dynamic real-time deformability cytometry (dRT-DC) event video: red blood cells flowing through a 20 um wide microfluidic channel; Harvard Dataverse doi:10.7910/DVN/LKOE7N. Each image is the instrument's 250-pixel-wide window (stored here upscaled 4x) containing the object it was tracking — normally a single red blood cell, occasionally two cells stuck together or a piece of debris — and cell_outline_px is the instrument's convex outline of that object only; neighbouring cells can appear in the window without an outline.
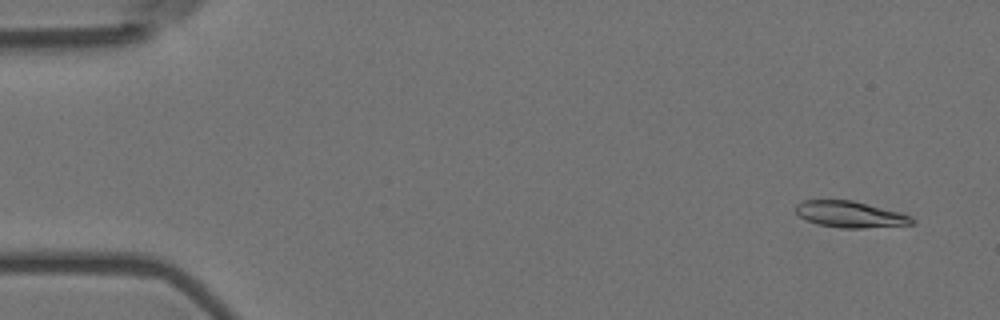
{"species": "Egyptian fruit bat (a non-hibernating species)", "species_latin": "Rousettus aegyptiacus", "temperature_condition": "room temperature", "stored_images_in_passage": 6, "camera_frame_rate_fps": 3000, "um_per_image_px": 0.085, "animal": {"sex": "female"}, "frame": {"image": 1, "passage_image": 1, "time_ms": 0.0, "image_size_px": [1000, 320], "cell_outline_px": [[916, 224], [864, 228], [840, 228], [816, 224], [800, 216], [796, 212], [796, 204], [800, 200], [852, 200], [900, 212], [912, 216], [916, 220]], "centroid_in_image_um": [72.3, 18.22], "position_along_channel_um": 12.7, "area_um2": 17.98}}
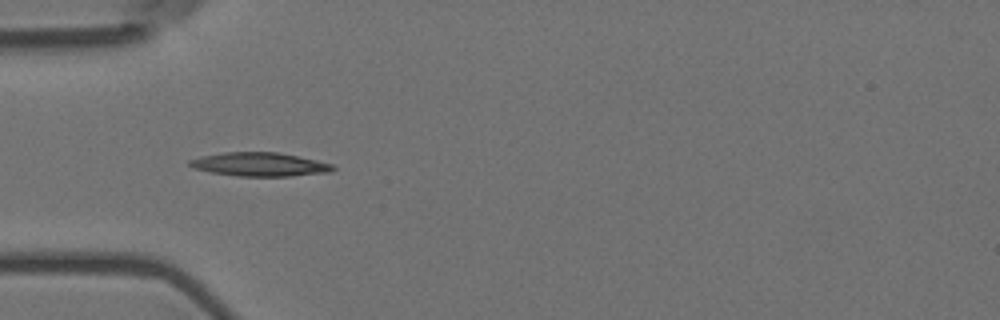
{"frame": {"image": 2, "passage_image": 5, "time_ms": 1.333, "image_size_px": [1000, 320], "cell_outline_px": [[336, 168], [328, 172], [292, 176], [236, 176], [212, 172], [192, 168], [188, 164], [188, 160], [204, 156], [224, 152], [276, 152], [316, 160], [332, 164]], "centroid_in_image_um": [22.05, 13.97], "position_along_channel_um": 63.0, "area_um2": 19.59}}
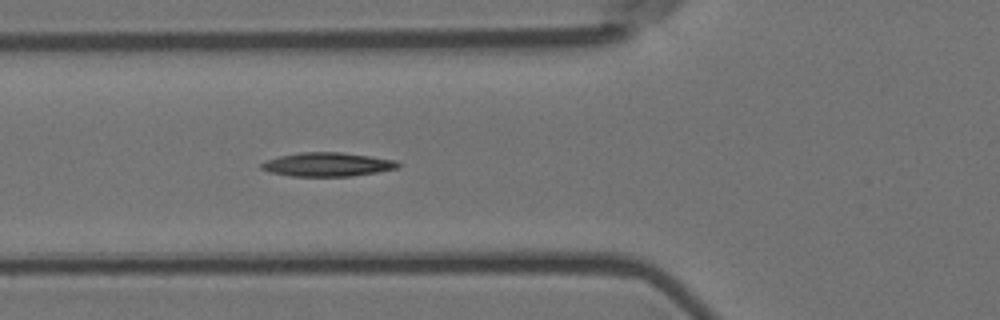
{"frame": {"image": 3, "passage_image": 6, "time_ms": 1.667, "image_size_px": [1000, 320], "cell_outline_px": [[400, 164], [396, 168], [376, 172], [352, 176], [292, 176], [268, 172], [260, 168], [260, 164], [268, 160], [280, 156], [300, 152], [340, 152], [396, 160]], "centroid_in_image_um": [27.79, 13.98], "position_along_channel_um": 98.0, "area_um2": 18.79}}